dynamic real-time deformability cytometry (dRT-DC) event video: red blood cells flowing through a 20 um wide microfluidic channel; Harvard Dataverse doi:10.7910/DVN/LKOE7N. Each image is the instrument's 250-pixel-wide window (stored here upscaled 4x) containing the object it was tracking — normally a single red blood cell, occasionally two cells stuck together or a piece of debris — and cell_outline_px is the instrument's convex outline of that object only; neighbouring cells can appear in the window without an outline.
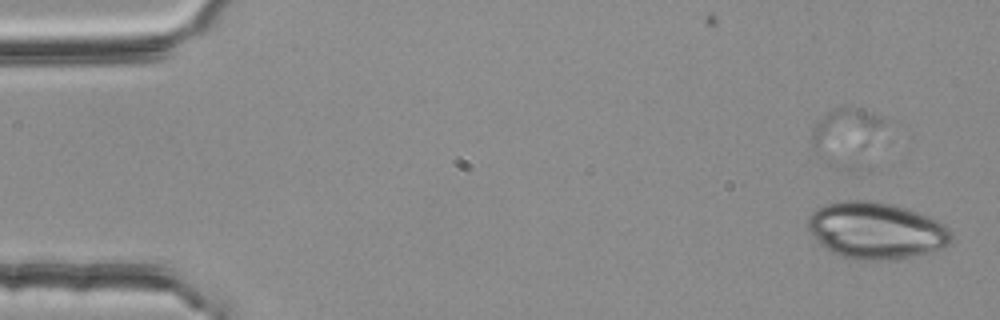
{"species": "common noctule bat (a hibernating species)", "species_latin": "Nyctalus noctula", "temperature_condition": "room temperature", "stored_images_in_passage": 22, "camera_frame_rate_fps": 3000, "um_per_image_px": 0.085, "animal": {"sex": "female", "body_mass_g": 25.1}, "frame": {"image": 1, "passage_image": 3, "time_ms": 0.667, "image_size_px": [1000, 320], "cell_outline_px": [[952, 240], [948, 244], [932, 252], [912, 256], [888, 260], [852, 260], [840, 256], [832, 252], [820, 244], [812, 236], [808, 228], [808, 216], [816, 208], [824, 204], [844, 200], [864, 200], [888, 204], [904, 208], [928, 216], [944, 224], [952, 232]], "centroid_in_image_um": [74.43, 19.61], "position_along_channel_um": 10.6, "area_um2": 47.4}}